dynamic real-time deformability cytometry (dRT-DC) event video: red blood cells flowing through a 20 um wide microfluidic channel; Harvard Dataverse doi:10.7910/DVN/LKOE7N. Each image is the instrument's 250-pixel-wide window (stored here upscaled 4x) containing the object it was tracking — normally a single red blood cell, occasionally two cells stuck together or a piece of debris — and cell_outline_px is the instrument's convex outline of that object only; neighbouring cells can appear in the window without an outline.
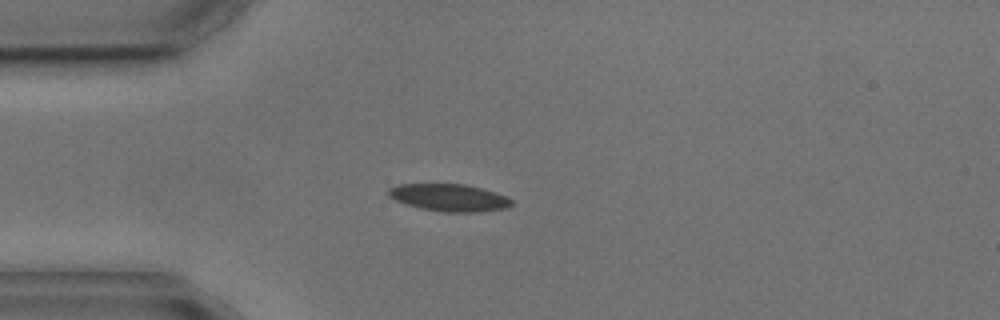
{"species": "common noctule bat (a hibernating species)", "species_latin": "Nyctalus noctula", "temperature_condition": "cold", "stored_images_in_passage": 3, "camera_frame_rate_fps": 3000, "um_per_image_px": 0.085, "animal": {"sex": "male", "body_mass_g": 17.9, "forearm_length_mm": 54.2}, "frame": {"image": 1, "passage_image": 3, "time_ms": 3.0, "image_size_px": [1000, 320], "cell_outline_px": [[512, 204], [504, 208], [480, 212], [444, 212], [420, 208], [404, 204], [388, 196], [388, 188], [400, 184], [464, 184], [480, 188], [504, 196], [512, 200]], "centroid_in_image_um": [38.12, 16.8], "position_along_channel_um": 46.9, "area_um2": 19.36}}